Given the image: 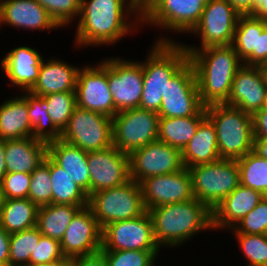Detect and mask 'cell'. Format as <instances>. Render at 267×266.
Segmentation results:
<instances>
[{
    "mask_svg": "<svg viewBox=\"0 0 267 266\" xmlns=\"http://www.w3.org/2000/svg\"><path fill=\"white\" fill-rule=\"evenodd\" d=\"M78 18L77 48L115 45L142 27L141 11L130 0H81Z\"/></svg>",
    "mask_w": 267,
    "mask_h": 266,
    "instance_id": "obj_1",
    "label": "cell"
},
{
    "mask_svg": "<svg viewBox=\"0 0 267 266\" xmlns=\"http://www.w3.org/2000/svg\"><path fill=\"white\" fill-rule=\"evenodd\" d=\"M193 64L202 104L207 107L227 102L233 78L243 65L231 45L186 50Z\"/></svg>",
    "mask_w": 267,
    "mask_h": 266,
    "instance_id": "obj_2",
    "label": "cell"
},
{
    "mask_svg": "<svg viewBox=\"0 0 267 266\" xmlns=\"http://www.w3.org/2000/svg\"><path fill=\"white\" fill-rule=\"evenodd\" d=\"M159 247L176 248L212 228V211L196 198L147 210ZM184 243V244H183ZM164 245V246H163Z\"/></svg>",
    "mask_w": 267,
    "mask_h": 266,
    "instance_id": "obj_3",
    "label": "cell"
},
{
    "mask_svg": "<svg viewBox=\"0 0 267 266\" xmlns=\"http://www.w3.org/2000/svg\"><path fill=\"white\" fill-rule=\"evenodd\" d=\"M142 61L143 92L139 108L158 113L169 80L189 61V54L170 37H159Z\"/></svg>",
    "mask_w": 267,
    "mask_h": 266,
    "instance_id": "obj_4",
    "label": "cell"
},
{
    "mask_svg": "<svg viewBox=\"0 0 267 266\" xmlns=\"http://www.w3.org/2000/svg\"><path fill=\"white\" fill-rule=\"evenodd\" d=\"M216 130L221 159L237 160L252 152L254 133L252 115L227 104L205 107Z\"/></svg>",
    "mask_w": 267,
    "mask_h": 266,
    "instance_id": "obj_5",
    "label": "cell"
},
{
    "mask_svg": "<svg viewBox=\"0 0 267 266\" xmlns=\"http://www.w3.org/2000/svg\"><path fill=\"white\" fill-rule=\"evenodd\" d=\"M194 198L213 211L217 205L240 185L237 160L220 159L213 163L188 168Z\"/></svg>",
    "mask_w": 267,
    "mask_h": 266,
    "instance_id": "obj_6",
    "label": "cell"
},
{
    "mask_svg": "<svg viewBox=\"0 0 267 266\" xmlns=\"http://www.w3.org/2000/svg\"><path fill=\"white\" fill-rule=\"evenodd\" d=\"M87 207L102 229L107 224L133 219L146 211L140 184L133 179L123 185L89 194Z\"/></svg>",
    "mask_w": 267,
    "mask_h": 266,
    "instance_id": "obj_7",
    "label": "cell"
},
{
    "mask_svg": "<svg viewBox=\"0 0 267 266\" xmlns=\"http://www.w3.org/2000/svg\"><path fill=\"white\" fill-rule=\"evenodd\" d=\"M159 115L141 108L117 112L112 118L113 146L130 155L158 140Z\"/></svg>",
    "mask_w": 267,
    "mask_h": 266,
    "instance_id": "obj_8",
    "label": "cell"
},
{
    "mask_svg": "<svg viewBox=\"0 0 267 266\" xmlns=\"http://www.w3.org/2000/svg\"><path fill=\"white\" fill-rule=\"evenodd\" d=\"M240 16L228 0H211L205 5L198 24L189 33L199 36V47L185 43L182 46L185 50H198L210 46L231 45Z\"/></svg>",
    "mask_w": 267,
    "mask_h": 266,
    "instance_id": "obj_9",
    "label": "cell"
},
{
    "mask_svg": "<svg viewBox=\"0 0 267 266\" xmlns=\"http://www.w3.org/2000/svg\"><path fill=\"white\" fill-rule=\"evenodd\" d=\"M61 140L86 152L107 149L113 146L112 118L76 107Z\"/></svg>",
    "mask_w": 267,
    "mask_h": 266,
    "instance_id": "obj_10",
    "label": "cell"
},
{
    "mask_svg": "<svg viewBox=\"0 0 267 266\" xmlns=\"http://www.w3.org/2000/svg\"><path fill=\"white\" fill-rule=\"evenodd\" d=\"M204 7L199 0H152L141 12V26L190 33L201 19Z\"/></svg>",
    "mask_w": 267,
    "mask_h": 266,
    "instance_id": "obj_11",
    "label": "cell"
},
{
    "mask_svg": "<svg viewBox=\"0 0 267 266\" xmlns=\"http://www.w3.org/2000/svg\"><path fill=\"white\" fill-rule=\"evenodd\" d=\"M204 108L193 64L188 61L167 83L158 115L171 118L196 116Z\"/></svg>",
    "mask_w": 267,
    "mask_h": 266,
    "instance_id": "obj_12",
    "label": "cell"
},
{
    "mask_svg": "<svg viewBox=\"0 0 267 266\" xmlns=\"http://www.w3.org/2000/svg\"><path fill=\"white\" fill-rule=\"evenodd\" d=\"M121 250L161 251L147 210L136 218L116 221L102 229L100 251Z\"/></svg>",
    "mask_w": 267,
    "mask_h": 266,
    "instance_id": "obj_13",
    "label": "cell"
},
{
    "mask_svg": "<svg viewBox=\"0 0 267 266\" xmlns=\"http://www.w3.org/2000/svg\"><path fill=\"white\" fill-rule=\"evenodd\" d=\"M104 60L107 62V80L115 106V114L139 108L143 92L142 61L119 57H109Z\"/></svg>",
    "mask_w": 267,
    "mask_h": 266,
    "instance_id": "obj_14",
    "label": "cell"
},
{
    "mask_svg": "<svg viewBox=\"0 0 267 266\" xmlns=\"http://www.w3.org/2000/svg\"><path fill=\"white\" fill-rule=\"evenodd\" d=\"M75 96L77 107L114 117L115 106L109 90L105 60L95 66L84 65L79 69Z\"/></svg>",
    "mask_w": 267,
    "mask_h": 266,
    "instance_id": "obj_15",
    "label": "cell"
},
{
    "mask_svg": "<svg viewBox=\"0 0 267 266\" xmlns=\"http://www.w3.org/2000/svg\"><path fill=\"white\" fill-rule=\"evenodd\" d=\"M129 167L130 179L140 184L153 176L180 171L184 166L179 149L157 140L133 151Z\"/></svg>",
    "mask_w": 267,
    "mask_h": 266,
    "instance_id": "obj_16",
    "label": "cell"
},
{
    "mask_svg": "<svg viewBox=\"0 0 267 266\" xmlns=\"http://www.w3.org/2000/svg\"><path fill=\"white\" fill-rule=\"evenodd\" d=\"M90 194L123 185L130 180L129 155L115 146L87 153Z\"/></svg>",
    "mask_w": 267,
    "mask_h": 266,
    "instance_id": "obj_17",
    "label": "cell"
},
{
    "mask_svg": "<svg viewBox=\"0 0 267 266\" xmlns=\"http://www.w3.org/2000/svg\"><path fill=\"white\" fill-rule=\"evenodd\" d=\"M140 187L146 210L194 199L192 179L186 167L171 174L147 178L140 183Z\"/></svg>",
    "mask_w": 267,
    "mask_h": 266,
    "instance_id": "obj_18",
    "label": "cell"
},
{
    "mask_svg": "<svg viewBox=\"0 0 267 266\" xmlns=\"http://www.w3.org/2000/svg\"><path fill=\"white\" fill-rule=\"evenodd\" d=\"M60 244L63 255L69 260L101 250L102 228L88 207L75 214Z\"/></svg>",
    "mask_w": 267,
    "mask_h": 266,
    "instance_id": "obj_19",
    "label": "cell"
},
{
    "mask_svg": "<svg viewBox=\"0 0 267 266\" xmlns=\"http://www.w3.org/2000/svg\"><path fill=\"white\" fill-rule=\"evenodd\" d=\"M266 92L267 72L261 66L243 64L235 73L225 104L253 115L263 108Z\"/></svg>",
    "mask_w": 267,
    "mask_h": 266,
    "instance_id": "obj_20",
    "label": "cell"
},
{
    "mask_svg": "<svg viewBox=\"0 0 267 266\" xmlns=\"http://www.w3.org/2000/svg\"><path fill=\"white\" fill-rule=\"evenodd\" d=\"M30 31L60 28L36 0H0L1 25Z\"/></svg>",
    "mask_w": 267,
    "mask_h": 266,
    "instance_id": "obj_21",
    "label": "cell"
},
{
    "mask_svg": "<svg viewBox=\"0 0 267 266\" xmlns=\"http://www.w3.org/2000/svg\"><path fill=\"white\" fill-rule=\"evenodd\" d=\"M2 59L0 66L5 77L13 87L21 89V92L29 91L34 86L44 60L37 48L27 45L12 48Z\"/></svg>",
    "mask_w": 267,
    "mask_h": 266,
    "instance_id": "obj_22",
    "label": "cell"
},
{
    "mask_svg": "<svg viewBox=\"0 0 267 266\" xmlns=\"http://www.w3.org/2000/svg\"><path fill=\"white\" fill-rule=\"evenodd\" d=\"M263 199L262 193L239 185L212 211V228L230 230Z\"/></svg>",
    "mask_w": 267,
    "mask_h": 266,
    "instance_id": "obj_23",
    "label": "cell"
},
{
    "mask_svg": "<svg viewBox=\"0 0 267 266\" xmlns=\"http://www.w3.org/2000/svg\"><path fill=\"white\" fill-rule=\"evenodd\" d=\"M79 66L68 64L58 58L43 60L38 79L29 90L38 96L50 93L75 92Z\"/></svg>",
    "mask_w": 267,
    "mask_h": 266,
    "instance_id": "obj_24",
    "label": "cell"
},
{
    "mask_svg": "<svg viewBox=\"0 0 267 266\" xmlns=\"http://www.w3.org/2000/svg\"><path fill=\"white\" fill-rule=\"evenodd\" d=\"M48 143L27 137L4 140L6 171L32 173L44 162Z\"/></svg>",
    "mask_w": 267,
    "mask_h": 266,
    "instance_id": "obj_25",
    "label": "cell"
},
{
    "mask_svg": "<svg viewBox=\"0 0 267 266\" xmlns=\"http://www.w3.org/2000/svg\"><path fill=\"white\" fill-rule=\"evenodd\" d=\"M86 151L61 139L48 143L47 156L64 169L71 179L90 194V175Z\"/></svg>",
    "mask_w": 267,
    "mask_h": 266,
    "instance_id": "obj_26",
    "label": "cell"
},
{
    "mask_svg": "<svg viewBox=\"0 0 267 266\" xmlns=\"http://www.w3.org/2000/svg\"><path fill=\"white\" fill-rule=\"evenodd\" d=\"M181 159L186 168L213 163L221 159L218 152L216 130L213 122L207 116L200 122L195 135L181 151Z\"/></svg>",
    "mask_w": 267,
    "mask_h": 266,
    "instance_id": "obj_27",
    "label": "cell"
},
{
    "mask_svg": "<svg viewBox=\"0 0 267 266\" xmlns=\"http://www.w3.org/2000/svg\"><path fill=\"white\" fill-rule=\"evenodd\" d=\"M32 137L27 100L20 95L0 105V140Z\"/></svg>",
    "mask_w": 267,
    "mask_h": 266,
    "instance_id": "obj_28",
    "label": "cell"
},
{
    "mask_svg": "<svg viewBox=\"0 0 267 266\" xmlns=\"http://www.w3.org/2000/svg\"><path fill=\"white\" fill-rule=\"evenodd\" d=\"M266 27L267 21L250 14L239 17L231 46L243 64L257 66L258 33Z\"/></svg>",
    "mask_w": 267,
    "mask_h": 266,
    "instance_id": "obj_29",
    "label": "cell"
},
{
    "mask_svg": "<svg viewBox=\"0 0 267 266\" xmlns=\"http://www.w3.org/2000/svg\"><path fill=\"white\" fill-rule=\"evenodd\" d=\"M207 116L205 108L196 116L159 117L158 141L180 151L195 135L200 122Z\"/></svg>",
    "mask_w": 267,
    "mask_h": 266,
    "instance_id": "obj_30",
    "label": "cell"
},
{
    "mask_svg": "<svg viewBox=\"0 0 267 266\" xmlns=\"http://www.w3.org/2000/svg\"><path fill=\"white\" fill-rule=\"evenodd\" d=\"M38 209L28 198L4 199L0 209V225L9 234L33 228Z\"/></svg>",
    "mask_w": 267,
    "mask_h": 266,
    "instance_id": "obj_31",
    "label": "cell"
},
{
    "mask_svg": "<svg viewBox=\"0 0 267 266\" xmlns=\"http://www.w3.org/2000/svg\"><path fill=\"white\" fill-rule=\"evenodd\" d=\"M84 207L87 206L54 203L41 206L38 209L36 227L43 236L60 242L72 218Z\"/></svg>",
    "mask_w": 267,
    "mask_h": 266,
    "instance_id": "obj_32",
    "label": "cell"
},
{
    "mask_svg": "<svg viewBox=\"0 0 267 266\" xmlns=\"http://www.w3.org/2000/svg\"><path fill=\"white\" fill-rule=\"evenodd\" d=\"M23 93V94H22ZM20 93L28 103V116L32 130V137L46 143L61 139V132L55 127L48 115V106L42 96L30 91Z\"/></svg>",
    "mask_w": 267,
    "mask_h": 266,
    "instance_id": "obj_33",
    "label": "cell"
},
{
    "mask_svg": "<svg viewBox=\"0 0 267 266\" xmlns=\"http://www.w3.org/2000/svg\"><path fill=\"white\" fill-rule=\"evenodd\" d=\"M50 176L52 184V203L87 206L88 195L67 174L50 159Z\"/></svg>",
    "mask_w": 267,
    "mask_h": 266,
    "instance_id": "obj_34",
    "label": "cell"
},
{
    "mask_svg": "<svg viewBox=\"0 0 267 266\" xmlns=\"http://www.w3.org/2000/svg\"><path fill=\"white\" fill-rule=\"evenodd\" d=\"M240 171V184L262 193L265 198L267 160L253 152L237 159Z\"/></svg>",
    "mask_w": 267,
    "mask_h": 266,
    "instance_id": "obj_35",
    "label": "cell"
},
{
    "mask_svg": "<svg viewBox=\"0 0 267 266\" xmlns=\"http://www.w3.org/2000/svg\"><path fill=\"white\" fill-rule=\"evenodd\" d=\"M41 236L36 226L10 234L9 266L29 264Z\"/></svg>",
    "mask_w": 267,
    "mask_h": 266,
    "instance_id": "obj_36",
    "label": "cell"
},
{
    "mask_svg": "<svg viewBox=\"0 0 267 266\" xmlns=\"http://www.w3.org/2000/svg\"><path fill=\"white\" fill-rule=\"evenodd\" d=\"M48 106V115L55 127L62 133L77 107L75 92L50 93L42 96Z\"/></svg>",
    "mask_w": 267,
    "mask_h": 266,
    "instance_id": "obj_37",
    "label": "cell"
},
{
    "mask_svg": "<svg viewBox=\"0 0 267 266\" xmlns=\"http://www.w3.org/2000/svg\"><path fill=\"white\" fill-rule=\"evenodd\" d=\"M28 199L38 207L50 205L52 203L50 158L48 156H46L44 162L31 173Z\"/></svg>",
    "mask_w": 267,
    "mask_h": 266,
    "instance_id": "obj_38",
    "label": "cell"
},
{
    "mask_svg": "<svg viewBox=\"0 0 267 266\" xmlns=\"http://www.w3.org/2000/svg\"><path fill=\"white\" fill-rule=\"evenodd\" d=\"M232 234L246 258L244 260L249 263L246 266H267V235Z\"/></svg>",
    "mask_w": 267,
    "mask_h": 266,
    "instance_id": "obj_39",
    "label": "cell"
},
{
    "mask_svg": "<svg viewBox=\"0 0 267 266\" xmlns=\"http://www.w3.org/2000/svg\"><path fill=\"white\" fill-rule=\"evenodd\" d=\"M56 22L63 28L72 24L79 17L81 0H36Z\"/></svg>",
    "mask_w": 267,
    "mask_h": 266,
    "instance_id": "obj_40",
    "label": "cell"
},
{
    "mask_svg": "<svg viewBox=\"0 0 267 266\" xmlns=\"http://www.w3.org/2000/svg\"><path fill=\"white\" fill-rule=\"evenodd\" d=\"M108 266H153L160 251H101Z\"/></svg>",
    "mask_w": 267,
    "mask_h": 266,
    "instance_id": "obj_41",
    "label": "cell"
},
{
    "mask_svg": "<svg viewBox=\"0 0 267 266\" xmlns=\"http://www.w3.org/2000/svg\"><path fill=\"white\" fill-rule=\"evenodd\" d=\"M228 231L230 233L267 235V198H263L250 213Z\"/></svg>",
    "mask_w": 267,
    "mask_h": 266,
    "instance_id": "obj_42",
    "label": "cell"
},
{
    "mask_svg": "<svg viewBox=\"0 0 267 266\" xmlns=\"http://www.w3.org/2000/svg\"><path fill=\"white\" fill-rule=\"evenodd\" d=\"M31 174L24 172L6 173L1 182L2 195L4 199L28 198Z\"/></svg>",
    "mask_w": 267,
    "mask_h": 266,
    "instance_id": "obj_43",
    "label": "cell"
},
{
    "mask_svg": "<svg viewBox=\"0 0 267 266\" xmlns=\"http://www.w3.org/2000/svg\"><path fill=\"white\" fill-rule=\"evenodd\" d=\"M58 260H69L63 255L60 242L42 235L35 251L30 256L29 265Z\"/></svg>",
    "mask_w": 267,
    "mask_h": 266,
    "instance_id": "obj_44",
    "label": "cell"
},
{
    "mask_svg": "<svg viewBox=\"0 0 267 266\" xmlns=\"http://www.w3.org/2000/svg\"><path fill=\"white\" fill-rule=\"evenodd\" d=\"M73 266H108L104 254L101 251L76 257L70 260Z\"/></svg>",
    "mask_w": 267,
    "mask_h": 266,
    "instance_id": "obj_45",
    "label": "cell"
},
{
    "mask_svg": "<svg viewBox=\"0 0 267 266\" xmlns=\"http://www.w3.org/2000/svg\"><path fill=\"white\" fill-rule=\"evenodd\" d=\"M254 138H267V109L262 108L252 115Z\"/></svg>",
    "mask_w": 267,
    "mask_h": 266,
    "instance_id": "obj_46",
    "label": "cell"
},
{
    "mask_svg": "<svg viewBox=\"0 0 267 266\" xmlns=\"http://www.w3.org/2000/svg\"><path fill=\"white\" fill-rule=\"evenodd\" d=\"M10 234L0 225V266H9Z\"/></svg>",
    "mask_w": 267,
    "mask_h": 266,
    "instance_id": "obj_47",
    "label": "cell"
},
{
    "mask_svg": "<svg viewBox=\"0 0 267 266\" xmlns=\"http://www.w3.org/2000/svg\"><path fill=\"white\" fill-rule=\"evenodd\" d=\"M267 61V27L258 33L257 66H262Z\"/></svg>",
    "mask_w": 267,
    "mask_h": 266,
    "instance_id": "obj_48",
    "label": "cell"
},
{
    "mask_svg": "<svg viewBox=\"0 0 267 266\" xmlns=\"http://www.w3.org/2000/svg\"><path fill=\"white\" fill-rule=\"evenodd\" d=\"M232 6L241 14H251L256 7V0H228Z\"/></svg>",
    "mask_w": 267,
    "mask_h": 266,
    "instance_id": "obj_49",
    "label": "cell"
},
{
    "mask_svg": "<svg viewBox=\"0 0 267 266\" xmlns=\"http://www.w3.org/2000/svg\"><path fill=\"white\" fill-rule=\"evenodd\" d=\"M252 152L267 160V138H254Z\"/></svg>",
    "mask_w": 267,
    "mask_h": 266,
    "instance_id": "obj_50",
    "label": "cell"
},
{
    "mask_svg": "<svg viewBox=\"0 0 267 266\" xmlns=\"http://www.w3.org/2000/svg\"><path fill=\"white\" fill-rule=\"evenodd\" d=\"M250 15L267 21V0H256V7Z\"/></svg>",
    "mask_w": 267,
    "mask_h": 266,
    "instance_id": "obj_51",
    "label": "cell"
},
{
    "mask_svg": "<svg viewBox=\"0 0 267 266\" xmlns=\"http://www.w3.org/2000/svg\"><path fill=\"white\" fill-rule=\"evenodd\" d=\"M7 173L4 152V140H0V180Z\"/></svg>",
    "mask_w": 267,
    "mask_h": 266,
    "instance_id": "obj_52",
    "label": "cell"
},
{
    "mask_svg": "<svg viewBox=\"0 0 267 266\" xmlns=\"http://www.w3.org/2000/svg\"><path fill=\"white\" fill-rule=\"evenodd\" d=\"M69 262L70 260H58L49 263H38L33 266H66Z\"/></svg>",
    "mask_w": 267,
    "mask_h": 266,
    "instance_id": "obj_53",
    "label": "cell"
},
{
    "mask_svg": "<svg viewBox=\"0 0 267 266\" xmlns=\"http://www.w3.org/2000/svg\"><path fill=\"white\" fill-rule=\"evenodd\" d=\"M141 12L152 0H130Z\"/></svg>",
    "mask_w": 267,
    "mask_h": 266,
    "instance_id": "obj_54",
    "label": "cell"
},
{
    "mask_svg": "<svg viewBox=\"0 0 267 266\" xmlns=\"http://www.w3.org/2000/svg\"><path fill=\"white\" fill-rule=\"evenodd\" d=\"M3 195H2V189H1V182H0V209H1V206H2V203H3Z\"/></svg>",
    "mask_w": 267,
    "mask_h": 266,
    "instance_id": "obj_55",
    "label": "cell"
},
{
    "mask_svg": "<svg viewBox=\"0 0 267 266\" xmlns=\"http://www.w3.org/2000/svg\"><path fill=\"white\" fill-rule=\"evenodd\" d=\"M261 67L267 72V61Z\"/></svg>",
    "mask_w": 267,
    "mask_h": 266,
    "instance_id": "obj_56",
    "label": "cell"
},
{
    "mask_svg": "<svg viewBox=\"0 0 267 266\" xmlns=\"http://www.w3.org/2000/svg\"><path fill=\"white\" fill-rule=\"evenodd\" d=\"M263 108L267 109V92H266V98H265V103H264Z\"/></svg>",
    "mask_w": 267,
    "mask_h": 266,
    "instance_id": "obj_57",
    "label": "cell"
},
{
    "mask_svg": "<svg viewBox=\"0 0 267 266\" xmlns=\"http://www.w3.org/2000/svg\"><path fill=\"white\" fill-rule=\"evenodd\" d=\"M265 198H267V175H266V186H265Z\"/></svg>",
    "mask_w": 267,
    "mask_h": 266,
    "instance_id": "obj_58",
    "label": "cell"
},
{
    "mask_svg": "<svg viewBox=\"0 0 267 266\" xmlns=\"http://www.w3.org/2000/svg\"><path fill=\"white\" fill-rule=\"evenodd\" d=\"M199 1H201V2H203L205 5L208 3V2H210L211 0H199Z\"/></svg>",
    "mask_w": 267,
    "mask_h": 266,
    "instance_id": "obj_59",
    "label": "cell"
},
{
    "mask_svg": "<svg viewBox=\"0 0 267 266\" xmlns=\"http://www.w3.org/2000/svg\"><path fill=\"white\" fill-rule=\"evenodd\" d=\"M15 266H33V265L24 264V265H15Z\"/></svg>",
    "mask_w": 267,
    "mask_h": 266,
    "instance_id": "obj_60",
    "label": "cell"
},
{
    "mask_svg": "<svg viewBox=\"0 0 267 266\" xmlns=\"http://www.w3.org/2000/svg\"><path fill=\"white\" fill-rule=\"evenodd\" d=\"M66 266H73L70 262Z\"/></svg>",
    "mask_w": 267,
    "mask_h": 266,
    "instance_id": "obj_61",
    "label": "cell"
}]
</instances>
